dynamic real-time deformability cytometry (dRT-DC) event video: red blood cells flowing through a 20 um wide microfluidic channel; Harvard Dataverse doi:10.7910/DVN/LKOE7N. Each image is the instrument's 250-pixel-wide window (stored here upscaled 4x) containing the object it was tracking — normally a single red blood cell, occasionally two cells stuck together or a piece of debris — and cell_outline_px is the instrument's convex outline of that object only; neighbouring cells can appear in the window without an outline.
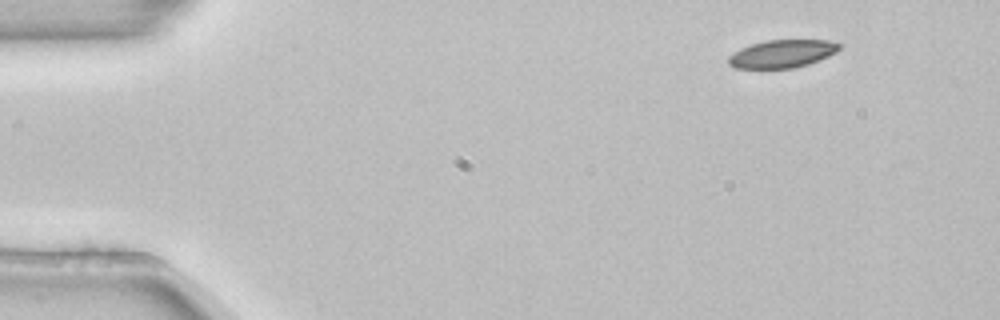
{"species": "common noctule bat (a hibernating species)", "species_latin": "Nyctalus noctula", "temperature_condition": "room temperature", "stored_images_in_passage": 5, "camera_frame_rate_fps": 3000, "um_per_image_px": 0.085, "animal": {"sex": "female", "body_mass_g": 22.7, "forearm_length_mm": 54.2}, "frame": {"image": 1, "passage_image": 1, "time_ms": 0.0, "image_size_px": [1000, 320], "cell_outline_px": [[844, 44], [836, 52], [828, 56], [808, 64], [792, 68], [736, 68], [728, 64], [728, 56], [740, 48], [752, 44], [768, 40], [828, 40]], "centroid_in_image_um": [66.5, 4.56], "position_along_channel_um": 18.5, "area_um2": 17.98}}
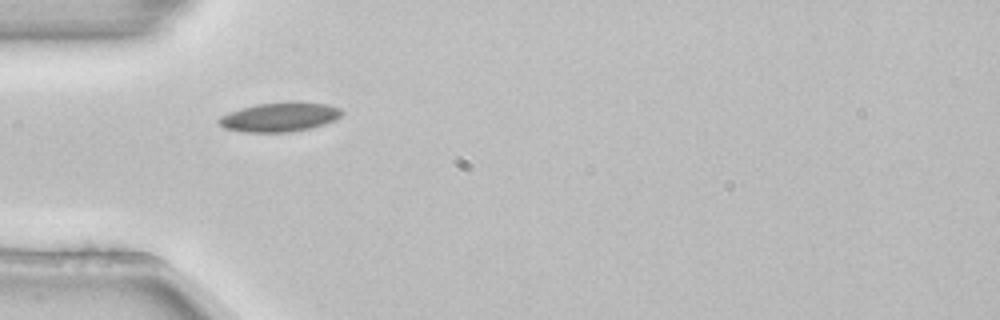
{"frame": {"image": 2, "passage_image": 4, "time_ms": 1.0, "image_size_px": [1000, 320], "cell_outline_px": [[344, 112], [336, 120], [324, 124], [292, 132], [244, 132], [224, 128], [216, 120], [220, 116], [228, 112], [240, 108], [256, 104], [288, 100], [296, 100], [324, 104], [340, 108]], "centroid_in_image_um": [23.76, 9.92], "position_along_channel_um": 61.2, "area_um2": 21.39}}